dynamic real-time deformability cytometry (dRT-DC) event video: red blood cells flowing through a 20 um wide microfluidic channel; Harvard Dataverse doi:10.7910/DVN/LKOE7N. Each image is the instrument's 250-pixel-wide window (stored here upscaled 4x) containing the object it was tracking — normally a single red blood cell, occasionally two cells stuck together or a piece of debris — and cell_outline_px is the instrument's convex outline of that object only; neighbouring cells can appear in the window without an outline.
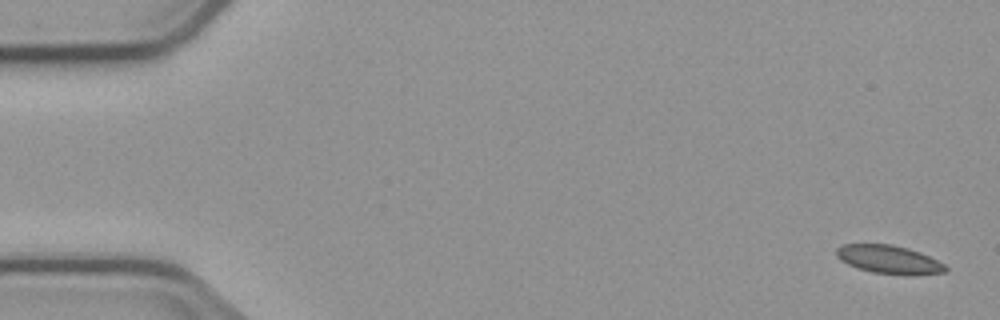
{"species": "common noctule bat (a hibernating species)", "species_latin": "Nyctalus noctula", "temperature_condition": "cold", "stored_images_in_passage": 6, "segment_of_instrument_passage": [1, 2], "camera_frame_rate_fps": 3000, "um_per_image_px": 0.085, "animal": {"sex": "male", "body_mass_g": 23.1, "forearm_length_mm": 52.7}, "frame": {"image": 1, "passage_image": 1, "time_ms": 0.0, "image_size_px": [1000, 320], "cell_outline_px": [[948, 272], [872, 272], [848, 264], [840, 260], [836, 256], [836, 248], [844, 244], [892, 244], [908, 248], [920, 252], [944, 264], [948, 268]], "centroid_in_image_um": [75.48, 21.99], "position_along_channel_um": 9.5, "area_um2": 17.05}}